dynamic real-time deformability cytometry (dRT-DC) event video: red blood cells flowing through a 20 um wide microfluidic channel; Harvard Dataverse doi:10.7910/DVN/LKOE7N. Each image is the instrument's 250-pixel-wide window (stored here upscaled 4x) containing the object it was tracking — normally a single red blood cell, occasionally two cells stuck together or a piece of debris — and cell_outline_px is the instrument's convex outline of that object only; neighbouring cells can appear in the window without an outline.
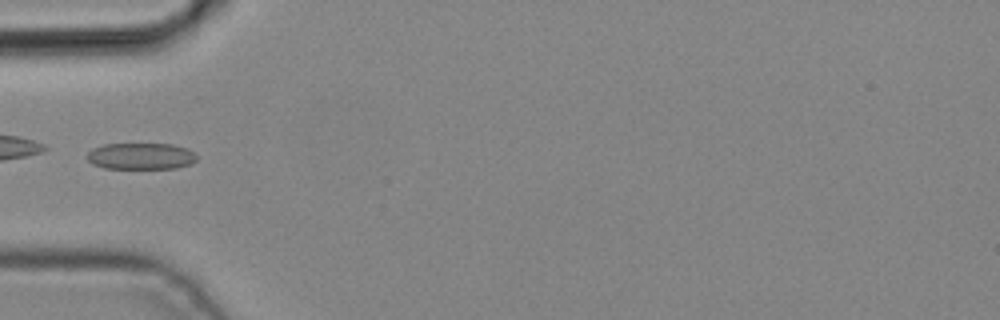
{"species": "common noctule bat (a hibernating species)", "species_latin": "Nyctalus noctula", "temperature_condition": "cold", "stored_images_in_passage": 5, "camera_frame_rate_fps": 3000, "um_per_image_px": 0.085, "animal": {"sex": "male", "body_mass_g": 19.2, "forearm_length_mm": 51.8}, "frame": {"image": 1, "passage_image": 4, "time_ms": 1.0, "image_size_px": [1000, 320], "cell_outline_px": [[196, 160], [192, 164], [176, 168], [104, 168], [92, 164], [88, 160], [88, 152], [92, 148], [104, 144], [172, 144], [188, 148], [196, 156]], "centroid_in_image_um": [11.98, 13.27], "position_along_channel_um": 73.0, "area_um2": 16.94}}
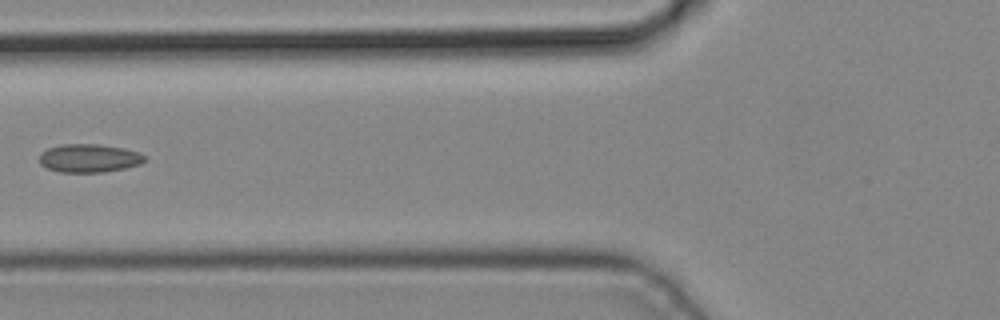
{"frame": {"image": 2, "passage_image": 5, "time_ms": 1.333, "image_size_px": [1000, 320], "cell_outline_px": [[144, 160], [140, 164], [124, 168], [104, 172], [60, 172], [48, 168], [40, 164], [40, 152], [48, 148], [60, 144], [96, 144], [124, 148], [140, 152], [144, 156]], "centroid_in_image_um": [7.55, 13.44], "position_along_channel_um": 118.2, "area_um2": 17.34}}